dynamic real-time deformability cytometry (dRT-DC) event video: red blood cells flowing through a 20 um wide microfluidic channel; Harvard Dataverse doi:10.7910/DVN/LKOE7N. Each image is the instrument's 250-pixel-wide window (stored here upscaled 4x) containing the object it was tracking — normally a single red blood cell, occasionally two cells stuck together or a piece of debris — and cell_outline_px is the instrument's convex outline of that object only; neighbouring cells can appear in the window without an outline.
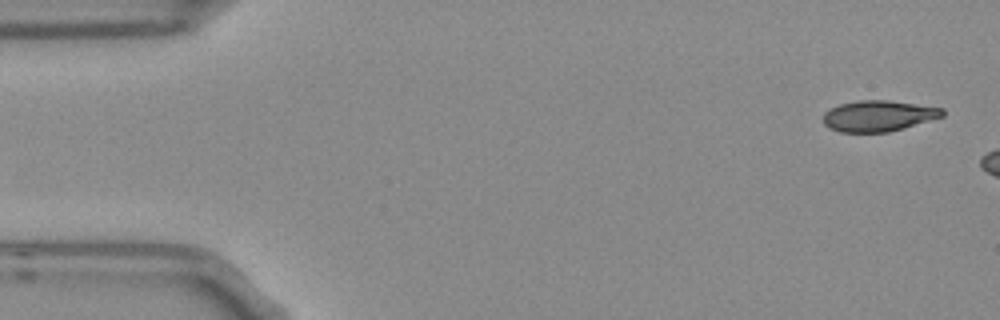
{"species": "Egyptian fruit bat (a non-hibernating species)", "species_latin": "Rousettus aegyptiacus", "temperature_condition": "room temperature", "stored_images_in_passage": 4, "camera_frame_rate_fps": 3000, "um_per_image_px": 0.085, "frame": {"image": 1, "passage_image": 4, "time_ms": 1.0, "image_size_px": [1000, 320], "cell_outline_px": [[944, 116], [888, 132], [840, 132], [828, 128], [824, 124], [824, 112], [828, 108], [840, 104], [856, 100], [888, 100], [944, 108]], "centroid_in_image_um": [74.63, 9.84], "position_along_channel_um": 10.4, "area_um2": 21.5}}